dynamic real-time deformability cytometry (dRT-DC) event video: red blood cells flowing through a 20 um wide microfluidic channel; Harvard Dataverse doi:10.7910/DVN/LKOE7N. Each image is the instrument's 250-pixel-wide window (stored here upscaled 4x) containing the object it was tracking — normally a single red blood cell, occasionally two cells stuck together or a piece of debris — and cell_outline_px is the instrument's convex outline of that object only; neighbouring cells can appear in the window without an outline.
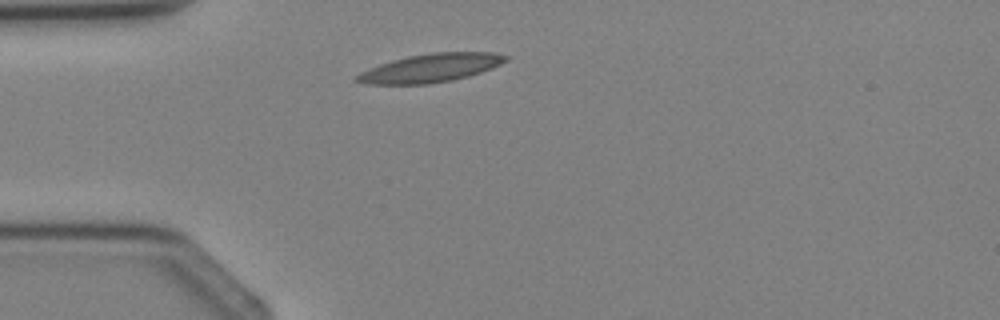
{"species": "Egyptian fruit bat (a non-hibernating species)", "species_latin": "Rousettus aegyptiacus", "temperature_condition": "cold", "stored_images_in_passage": 1, "camera_frame_rate_fps": 3000, "um_per_image_px": 0.085, "animal": {"sex": "female"}, "frame": {"image": 1, "passage_image": 1, "time_ms": 0.0, "image_size_px": [1000, 320], "cell_outline_px": [[508, 60], [492, 68], [468, 76], [452, 80], [428, 84], [368, 84], [352, 80], [360, 72], [380, 64], [392, 60], [408, 56], [432, 52], [492, 52], [508, 56]], "centroid_in_image_um": [36.59, 5.78], "position_along_channel_um": 48.4, "area_um2": 24.57}}